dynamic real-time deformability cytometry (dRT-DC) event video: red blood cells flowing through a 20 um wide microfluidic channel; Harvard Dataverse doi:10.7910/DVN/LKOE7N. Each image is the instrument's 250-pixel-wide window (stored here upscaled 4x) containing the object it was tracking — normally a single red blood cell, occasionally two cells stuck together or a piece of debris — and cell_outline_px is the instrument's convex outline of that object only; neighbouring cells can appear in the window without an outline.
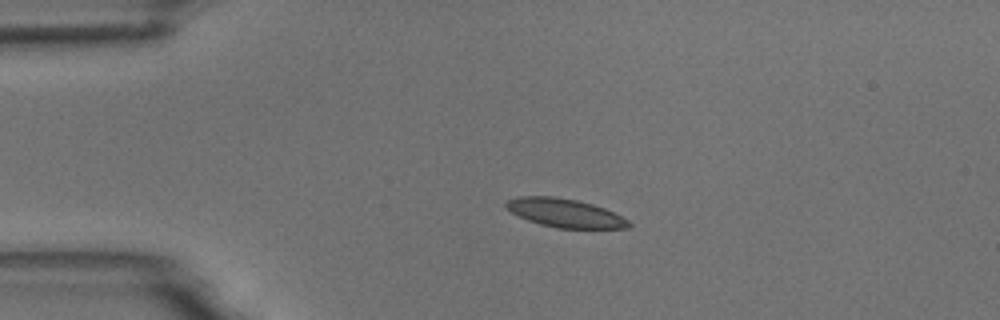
{"species": "common noctule bat (a hibernating species)", "species_latin": "Nyctalus noctula", "temperature_condition": "room temperature", "stored_images_in_passage": 4, "camera_frame_rate_fps": 3000, "um_per_image_px": 0.085, "animal": {"sex": "male", "body_mass_g": 18.8}, "frame": {"image": 1, "passage_image": 3, "time_ms": 2.333, "image_size_px": [1000, 320], "cell_outline_px": [[632, 224], [628, 228], [556, 228], [540, 224], [528, 220], [512, 212], [504, 204], [508, 200], [516, 196], [552, 196], [576, 200], [592, 204], [604, 208], [628, 220]], "centroid_in_image_um": [48.01, 18.1], "position_along_channel_um": 37.0, "area_um2": 20.17}}